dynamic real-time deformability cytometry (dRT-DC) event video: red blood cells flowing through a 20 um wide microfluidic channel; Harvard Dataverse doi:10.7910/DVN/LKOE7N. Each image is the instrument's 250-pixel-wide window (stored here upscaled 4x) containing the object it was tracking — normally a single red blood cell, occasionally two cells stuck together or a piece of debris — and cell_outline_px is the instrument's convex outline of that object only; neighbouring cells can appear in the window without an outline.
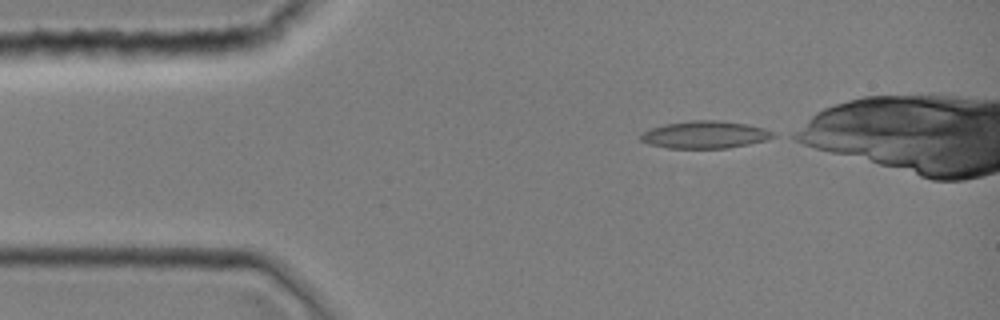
{"species": "common noctule bat (a hibernating species)", "species_latin": "Nyctalus noctula", "temperature_condition": "room temperature", "stored_images_in_passage": 36, "camera_frame_rate_fps": 3000, "um_per_image_px": 0.085, "animal": {"sex": "female", "body_mass_g": 19.0, "forearm_length_mm": 51.5}, "frame": {"image": 1, "passage_image": 1, "time_ms": 0.0, "image_size_px": [1000, 320], "cell_outline_px": [[776, 136], [768, 140], [728, 148], [668, 148], [648, 144], [640, 140], [640, 136], [644, 132], [652, 128], [664, 124], [692, 120], [716, 120], [748, 124], [764, 128], [772, 132]], "centroid_in_image_um": [59.94, 11.45], "position_along_channel_um": 25.1, "area_um2": 21.1}}
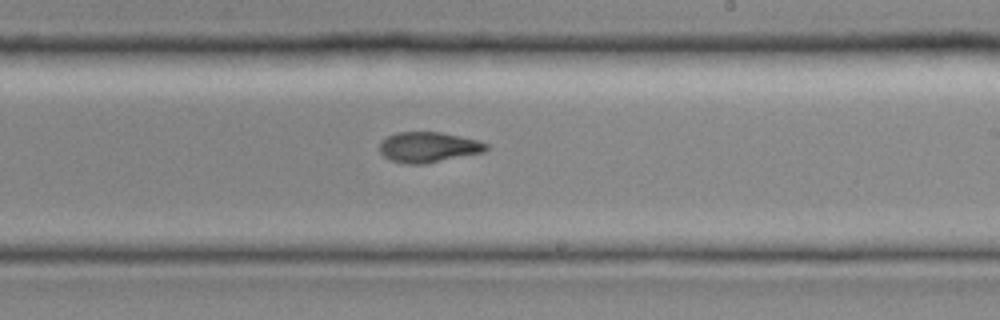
{"frame": {"image": 2, "passage_image": 20, "time_ms": 6.333, "image_size_px": [1000, 320], "cell_outline_px": [[488, 148], [484, 152], [424, 164], [404, 164], [392, 160], [384, 156], [380, 152], [380, 140], [396, 132], [440, 132], [480, 140], [488, 144]], "centroid_in_image_um": [36.42, 12.5], "position_along_channel_um": 252.6, "area_um2": 18.96}}
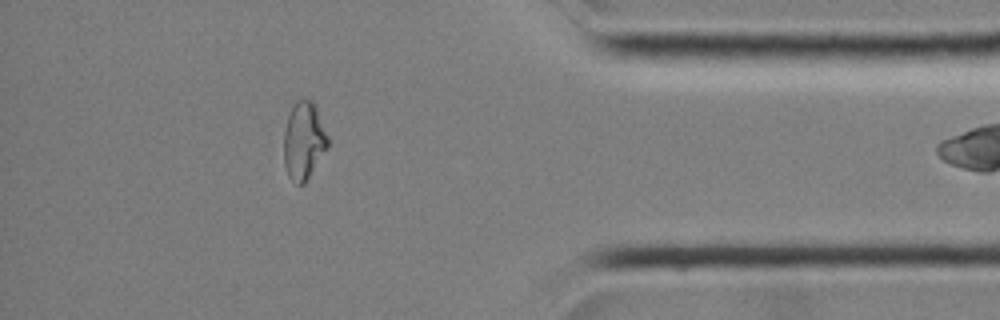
{"frame": {"image": 3, "passage_image": 32, "time_ms": 10.333, "image_size_px": [1000, 320], "cell_outline_px": [[328, 148], [308, 180], [304, 184], [296, 184], [288, 176], [284, 164], [284, 132], [288, 116], [296, 100], [312, 100], [316, 104], [328, 136]], "centroid_in_image_um": [25.84, 11.99], "position_along_channel_um": 409.4, "area_um2": 20.17}}